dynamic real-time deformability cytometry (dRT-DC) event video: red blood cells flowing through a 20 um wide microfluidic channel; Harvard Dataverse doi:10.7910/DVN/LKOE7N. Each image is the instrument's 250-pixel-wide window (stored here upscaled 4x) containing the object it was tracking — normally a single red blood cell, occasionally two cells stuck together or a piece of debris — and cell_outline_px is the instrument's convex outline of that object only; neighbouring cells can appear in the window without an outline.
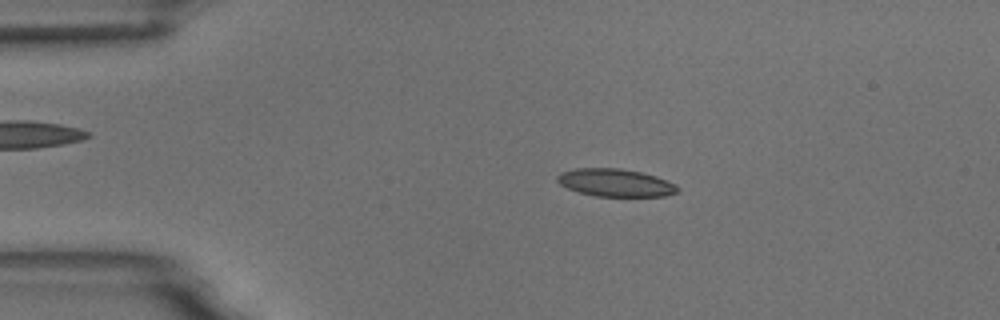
{"species": "common noctule bat (a hibernating species)", "species_latin": "Nyctalus noctula", "temperature_condition": "room temperature", "stored_images_in_passage": 53, "camera_frame_rate_fps": 3000, "um_per_image_px": 0.085, "animal": {"sex": "male", "body_mass_g": 18.8}, "frame": {"image": 1, "passage_image": 10, "time_ms": 3.0, "image_size_px": [1000, 320], "cell_outline_px": [[680, 192], [664, 196], [596, 196], [580, 192], [568, 188], [560, 184], [556, 180], [556, 176], [560, 172], [576, 168], [620, 168], [640, 172], [656, 176], [668, 180], [676, 184], [680, 188]], "centroid_in_image_um": [52.34, 15.52], "position_along_channel_um": 32.7, "area_um2": 19.54}}
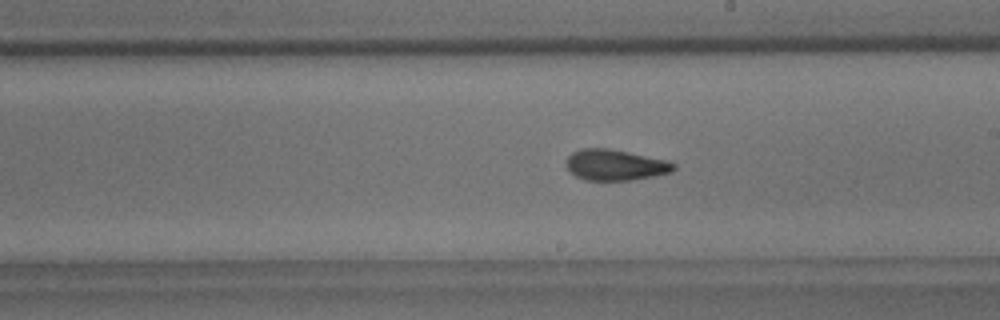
{"frame": {"image": 2, "passage_image": 30, "time_ms": 9.667, "image_size_px": [1000, 320], "cell_outline_px": [[676, 168], [672, 172], [652, 176], [628, 180], [584, 180], [576, 176], [568, 168], [568, 156], [572, 152], [580, 148], [608, 148], [668, 160], [676, 164]], "centroid_in_image_um": [52.32, 14.01], "position_along_channel_um": 236.7, "area_um2": 19.19}}
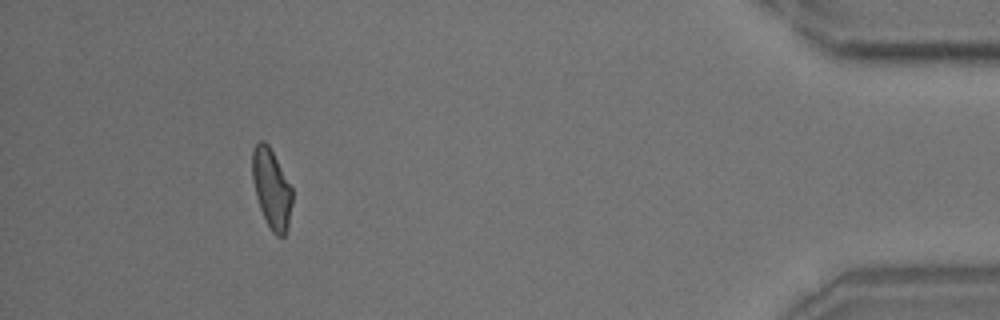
{"frame": {"image": 3, "passage_image": 49, "time_ms": 16.0, "image_size_px": [1000, 320], "cell_outline_px": [[292, 204], [288, 228], [284, 236], [276, 236], [272, 232], [260, 208], [256, 196], [252, 176], [252, 148], [260, 140], [264, 140], [268, 144], [292, 188]], "centroid_in_image_um": [23.08, 16.03], "position_along_channel_um": 412.1, "area_um2": 18.38}, "authors_computed_cell_mechanics": {"area_um2": 19.3052, "velocity_mm_per_s": 3.7208, "shape_relaxation_time_tau1_ms": 8.088, "shape_relaxation_time_tau2_ms": 2.0784, "deformation_change_tau1": 0.2081, "deformation_change_tau2": 0.0944}}